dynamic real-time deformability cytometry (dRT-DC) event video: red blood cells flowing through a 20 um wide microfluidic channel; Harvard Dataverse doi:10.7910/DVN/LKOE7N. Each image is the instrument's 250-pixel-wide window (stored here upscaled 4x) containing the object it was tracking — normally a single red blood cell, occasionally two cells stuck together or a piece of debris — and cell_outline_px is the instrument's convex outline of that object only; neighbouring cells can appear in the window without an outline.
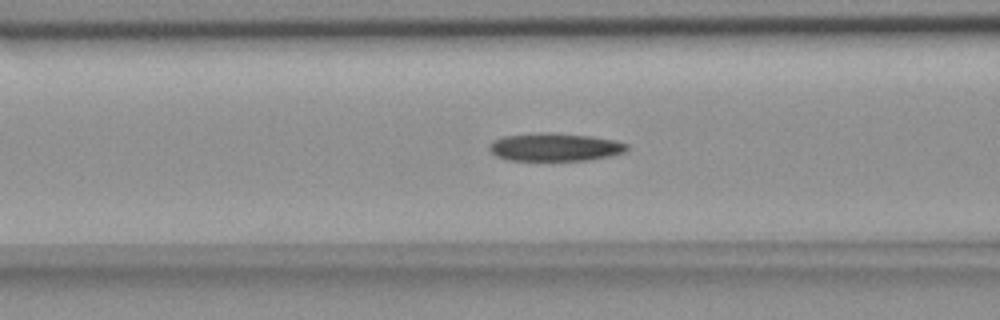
{"species": "common noctule bat (a hibernating species)", "species_latin": "Nyctalus noctula", "temperature_condition": "room temperature", "stored_images_in_passage": 35, "camera_frame_rate_fps": 3000, "um_per_image_px": 0.085, "animal": {"sex": "female", "body_mass_g": 18.4}, "frame": {"image": 1, "passage_image": 5, "time_ms": 1.333, "image_size_px": [1000, 320], "cell_outline_px": [[628, 148], [624, 152], [608, 156], [588, 160], [508, 160], [496, 156], [488, 148], [488, 144], [492, 140], [504, 136], [544, 132], [552, 132], [592, 136], [616, 140], [628, 144]], "centroid_in_image_um": [47.15, 12.49], "position_along_channel_um": 119.5, "area_um2": 22.54}}
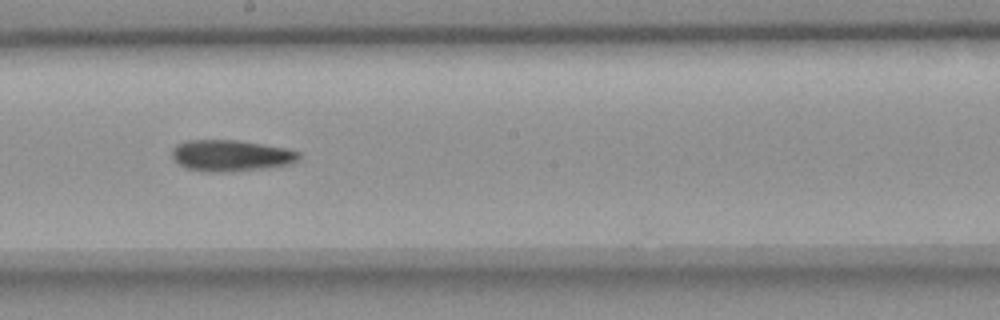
{"frame": {"image": 2, "passage_image": 14, "time_ms": 4.333, "image_size_px": [1000, 320], "cell_outline_px": [[300, 156], [296, 160], [288, 164], [260, 168], [188, 168], [180, 164], [172, 156], [172, 148], [176, 144], [184, 140], [236, 140], [288, 148], [300, 152]], "centroid_in_image_um": [19.64, 13.13], "position_along_channel_um": 228.6, "area_um2": 21.62}}
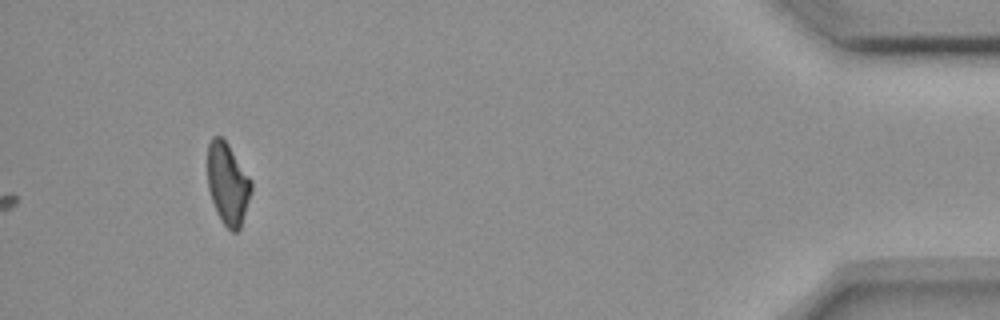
{"frame": {"image": 3, "passage_image": 35, "time_ms": 11.333, "image_size_px": [1000, 320], "cell_outline_px": [[252, 192], [240, 228], [236, 232], [232, 232], [224, 224], [212, 200], [208, 188], [208, 144], [212, 136], [220, 136], [228, 144], [252, 180]], "centroid_in_image_um": [19.37, 15.6], "position_along_channel_um": 415.8, "area_um2": 20.63}, "authors_computed_cell_mechanics": {"area_um2": 22.1374, "velocity_mm_per_s": 3.6528, "shape_relaxation_time_tau1_ms": null, "shape_relaxation_time_tau2_ms": 8.174, "deformation_change_tau1": null, "deformation_change_tau2": 0.1727}}